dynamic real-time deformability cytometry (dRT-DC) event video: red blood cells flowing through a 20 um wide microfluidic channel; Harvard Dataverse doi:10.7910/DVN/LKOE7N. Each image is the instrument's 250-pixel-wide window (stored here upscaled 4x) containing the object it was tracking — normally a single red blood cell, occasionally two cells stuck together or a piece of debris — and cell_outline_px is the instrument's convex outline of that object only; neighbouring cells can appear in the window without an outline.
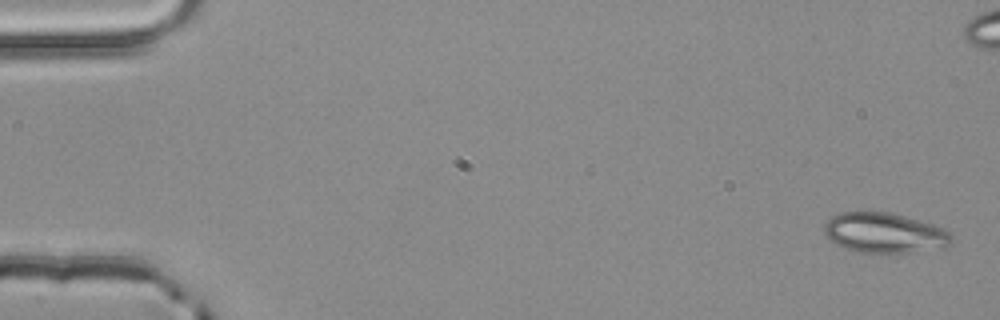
{"species": "common noctule bat (a hibernating species)", "species_latin": "Nyctalus noctula", "temperature_condition": "room temperature", "stored_images_in_passage": 5, "camera_frame_rate_fps": 3000, "um_per_image_px": 0.085, "animal": {"sex": "male", "body_mass_g": 20.4}, "frame": {"image": 1, "passage_image": 1, "time_ms": 0.0, "image_size_px": [1000, 320], "cell_outline_px": [[952, 244], [944, 248], [880, 256], [856, 252], [836, 244], [824, 232], [824, 224], [832, 216], [840, 212], [888, 212], [904, 216], [932, 224], [944, 228], [952, 236]], "centroid_in_image_um": [75.2, 19.84], "position_along_channel_um": 9.8, "area_um2": 30.4}}
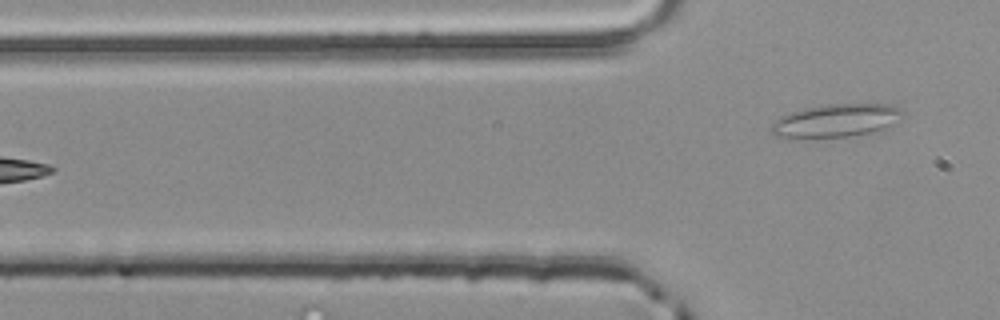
{"frame": {"image": 2, "passage_image": 5, "time_ms": 1.333, "image_size_px": [1000, 320], "cell_outline_px": [[904, 116], [884, 128], [868, 132], [848, 136], [776, 136], [768, 132], [768, 128], [776, 120], [792, 112], [808, 108], [832, 104], [888, 104], [900, 108], [904, 112]], "centroid_in_image_um": [71.09, 10.22], "position_along_channel_um": 54.7, "area_um2": 24.39}}